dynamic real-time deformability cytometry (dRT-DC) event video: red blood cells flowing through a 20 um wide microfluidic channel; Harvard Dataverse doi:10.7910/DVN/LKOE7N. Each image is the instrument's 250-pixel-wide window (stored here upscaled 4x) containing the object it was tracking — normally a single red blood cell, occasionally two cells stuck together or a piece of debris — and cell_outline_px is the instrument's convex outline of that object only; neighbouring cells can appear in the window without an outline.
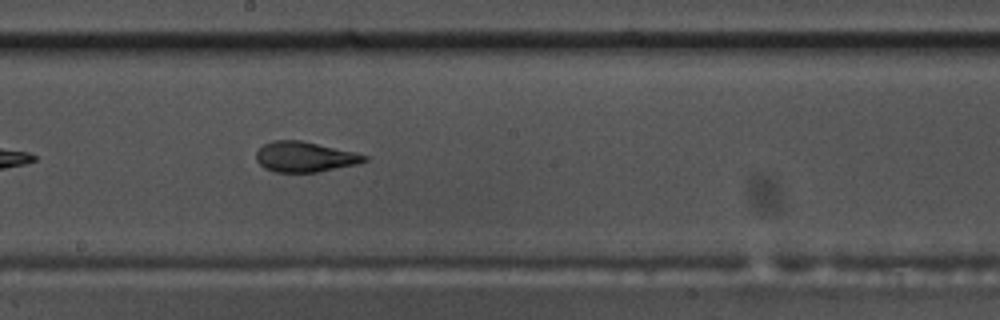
{"species": "common noctule bat (a hibernating species)", "species_latin": "Nyctalus noctula", "temperature_condition": "warm", "stored_images_in_passage": 18, "segment_of_instrument_passage": [1, 2], "camera_frame_rate_fps": 3000, "um_per_image_px": 0.085, "animal": {"sex": "male", "body_mass_g": 17.5, "forearm_length_mm": 52.3}, "frame": {"image": 1, "passage_image": 16, "time_ms": 5.0, "image_size_px": [1000, 320], "cell_outline_px": [[368, 160], [356, 164], [316, 172], [276, 172], [264, 168], [256, 160], [256, 152], [264, 144], [272, 140], [300, 140], [356, 152], [368, 156]], "centroid_in_image_um": [25.89, 13.32], "position_along_channel_um": 222.3, "area_um2": 19.02}}